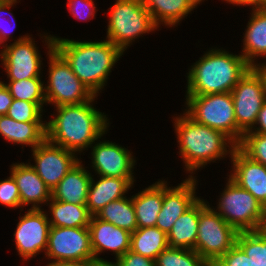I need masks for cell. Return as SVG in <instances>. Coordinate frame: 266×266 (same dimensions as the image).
Listing matches in <instances>:
<instances>
[{
  "label": "cell",
  "instance_id": "obj_1",
  "mask_svg": "<svg viewBox=\"0 0 266 266\" xmlns=\"http://www.w3.org/2000/svg\"><path fill=\"white\" fill-rule=\"evenodd\" d=\"M95 97L81 104L57 106L56 117L46 122V139L73 153L93 146L109 126L106 115L92 104Z\"/></svg>",
  "mask_w": 266,
  "mask_h": 266
},
{
  "label": "cell",
  "instance_id": "obj_2",
  "mask_svg": "<svg viewBox=\"0 0 266 266\" xmlns=\"http://www.w3.org/2000/svg\"><path fill=\"white\" fill-rule=\"evenodd\" d=\"M54 49L94 96H98L112 67L123 55V51L109 40L78 42L54 37Z\"/></svg>",
  "mask_w": 266,
  "mask_h": 266
},
{
  "label": "cell",
  "instance_id": "obj_3",
  "mask_svg": "<svg viewBox=\"0 0 266 266\" xmlns=\"http://www.w3.org/2000/svg\"><path fill=\"white\" fill-rule=\"evenodd\" d=\"M250 68L242 55L211 49L189 69L187 95L231 92Z\"/></svg>",
  "mask_w": 266,
  "mask_h": 266
},
{
  "label": "cell",
  "instance_id": "obj_4",
  "mask_svg": "<svg viewBox=\"0 0 266 266\" xmlns=\"http://www.w3.org/2000/svg\"><path fill=\"white\" fill-rule=\"evenodd\" d=\"M174 121L179 152L190 173L203 168L208 162L223 158L227 153L231 155L237 147L223 132L196 123L185 111L183 116L176 117ZM227 147L230 149L227 150Z\"/></svg>",
  "mask_w": 266,
  "mask_h": 266
},
{
  "label": "cell",
  "instance_id": "obj_5",
  "mask_svg": "<svg viewBox=\"0 0 266 266\" xmlns=\"http://www.w3.org/2000/svg\"><path fill=\"white\" fill-rule=\"evenodd\" d=\"M186 114L196 123L219 130L237 146L244 133L237 127L231 92L186 95Z\"/></svg>",
  "mask_w": 266,
  "mask_h": 266
},
{
  "label": "cell",
  "instance_id": "obj_6",
  "mask_svg": "<svg viewBox=\"0 0 266 266\" xmlns=\"http://www.w3.org/2000/svg\"><path fill=\"white\" fill-rule=\"evenodd\" d=\"M47 43L49 55V81L44 86L48 104H81L90 101L94 95L73 73L69 64L54 49V36H43Z\"/></svg>",
  "mask_w": 266,
  "mask_h": 266
},
{
  "label": "cell",
  "instance_id": "obj_7",
  "mask_svg": "<svg viewBox=\"0 0 266 266\" xmlns=\"http://www.w3.org/2000/svg\"><path fill=\"white\" fill-rule=\"evenodd\" d=\"M109 11L106 39L123 52L137 37L158 28L142 0H117Z\"/></svg>",
  "mask_w": 266,
  "mask_h": 266
},
{
  "label": "cell",
  "instance_id": "obj_8",
  "mask_svg": "<svg viewBox=\"0 0 266 266\" xmlns=\"http://www.w3.org/2000/svg\"><path fill=\"white\" fill-rule=\"evenodd\" d=\"M216 211L199 198V223L195 251L210 266L236 244L238 234Z\"/></svg>",
  "mask_w": 266,
  "mask_h": 266
},
{
  "label": "cell",
  "instance_id": "obj_9",
  "mask_svg": "<svg viewBox=\"0 0 266 266\" xmlns=\"http://www.w3.org/2000/svg\"><path fill=\"white\" fill-rule=\"evenodd\" d=\"M218 214L237 232L262 228L265 207L230 177L217 205Z\"/></svg>",
  "mask_w": 266,
  "mask_h": 266
},
{
  "label": "cell",
  "instance_id": "obj_10",
  "mask_svg": "<svg viewBox=\"0 0 266 266\" xmlns=\"http://www.w3.org/2000/svg\"><path fill=\"white\" fill-rule=\"evenodd\" d=\"M231 94L237 127L246 133L255 127L257 115L266 101L261 77L251 67L233 88Z\"/></svg>",
  "mask_w": 266,
  "mask_h": 266
},
{
  "label": "cell",
  "instance_id": "obj_11",
  "mask_svg": "<svg viewBox=\"0 0 266 266\" xmlns=\"http://www.w3.org/2000/svg\"><path fill=\"white\" fill-rule=\"evenodd\" d=\"M45 254L53 261L94 260L88 227L51 226Z\"/></svg>",
  "mask_w": 266,
  "mask_h": 266
},
{
  "label": "cell",
  "instance_id": "obj_12",
  "mask_svg": "<svg viewBox=\"0 0 266 266\" xmlns=\"http://www.w3.org/2000/svg\"><path fill=\"white\" fill-rule=\"evenodd\" d=\"M30 35L21 36L0 53L9 81L40 78L41 55Z\"/></svg>",
  "mask_w": 266,
  "mask_h": 266
},
{
  "label": "cell",
  "instance_id": "obj_13",
  "mask_svg": "<svg viewBox=\"0 0 266 266\" xmlns=\"http://www.w3.org/2000/svg\"><path fill=\"white\" fill-rule=\"evenodd\" d=\"M35 165H31L52 191L79 161L76 154L45 139L32 149Z\"/></svg>",
  "mask_w": 266,
  "mask_h": 266
},
{
  "label": "cell",
  "instance_id": "obj_14",
  "mask_svg": "<svg viewBox=\"0 0 266 266\" xmlns=\"http://www.w3.org/2000/svg\"><path fill=\"white\" fill-rule=\"evenodd\" d=\"M19 218L14 240L18 254L28 260L42 252L41 250L46 251L51 225L47 214L41 208H30Z\"/></svg>",
  "mask_w": 266,
  "mask_h": 266
},
{
  "label": "cell",
  "instance_id": "obj_15",
  "mask_svg": "<svg viewBox=\"0 0 266 266\" xmlns=\"http://www.w3.org/2000/svg\"><path fill=\"white\" fill-rule=\"evenodd\" d=\"M196 181L191 175L173 188L167 187L166 181H163V204L155 225L161 231L167 234L180 215L199 199L195 196Z\"/></svg>",
  "mask_w": 266,
  "mask_h": 266
},
{
  "label": "cell",
  "instance_id": "obj_16",
  "mask_svg": "<svg viewBox=\"0 0 266 266\" xmlns=\"http://www.w3.org/2000/svg\"><path fill=\"white\" fill-rule=\"evenodd\" d=\"M92 166L99 176L134 178L135 160L129 150L109 140L92 147Z\"/></svg>",
  "mask_w": 266,
  "mask_h": 266
},
{
  "label": "cell",
  "instance_id": "obj_17",
  "mask_svg": "<svg viewBox=\"0 0 266 266\" xmlns=\"http://www.w3.org/2000/svg\"><path fill=\"white\" fill-rule=\"evenodd\" d=\"M230 158L233 173L229 177L266 208V166L251 160L238 147L234 148Z\"/></svg>",
  "mask_w": 266,
  "mask_h": 266
},
{
  "label": "cell",
  "instance_id": "obj_18",
  "mask_svg": "<svg viewBox=\"0 0 266 266\" xmlns=\"http://www.w3.org/2000/svg\"><path fill=\"white\" fill-rule=\"evenodd\" d=\"M88 229L94 259H100L98 254L104 250L113 251L116 259L130 250L131 233L123 228L92 216Z\"/></svg>",
  "mask_w": 266,
  "mask_h": 266
},
{
  "label": "cell",
  "instance_id": "obj_19",
  "mask_svg": "<svg viewBox=\"0 0 266 266\" xmlns=\"http://www.w3.org/2000/svg\"><path fill=\"white\" fill-rule=\"evenodd\" d=\"M10 173L17 183L22 207L32 204V209H40L41 203L50 201L51 190L38 176L31 164H12Z\"/></svg>",
  "mask_w": 266,
  "mask_h": 266
},
{
  "label": "cell",
  "instance_id": "obj_20",
  "mask_svg": "<svg viewBox=\"0 0 266 266\" xmlns=\"http://www.w3.org/2000/svg\"><path fill=\"white\" fill-rule=\"evenodd\" d=\"M95 182L91 178L86 207L92 216H95L105 205L111 201L121 199L134 184V178H117L99 176Z\"/></svg>",
  "mask_w": 266,
  "mask_h": 266
},
{
  "label": "cell",
  "instance_id": "obj_21",
  "mask_svg": "<svg viewBox=\"0 0 266 266\" xmlns=\"http://www.w3.org/2000/svg\"><path fill=\"white\" fill-rule=\"evenodd\" d=\"M78 161L51 191V197L57 201L86 205L91 173Z\"/></svg>",
  "mask_w": 266,
  "mask_h": 266
},
{
  "label": "cell",
  "instance_id": "obj_22",
  "mask_svg": "<svg viewBox=\"0 0 266 266\" xmlns=\"http://www.w3.org/2000/svg\"><path fill=\"white\" fill-rule=\"evenodd\" d=\"M0 135L8 142L25 144L32 149L46 139V123L18 122L7 115L0 116Z\"/></svg>",
  "mask_w": 266,
  "mask_h": 266
},
{
  "label": "cell",
  "instance_id": "obj_23",
  "mask_svg": "<svg viewBox=\"0 0 266 266\" xmlns=\"http://www.w3.org/2000/svg\"><path fill=\"white\" fill-rule=\"evenodd\" d=\"M132 201L138 228L155 226L163 204V181L160 180L133 195Z\"/></svg>",
  "mask_w": 266,
  "mask_h": 266
},
{
  "label": "cell",
  "instance_id": "obj_24",
  "mask_svg": "<svg viewBox=\"0 0 266 266\" xmlns=\"http://www.w3.org/2000/svg\"><path fill=\"white\" fill-rule=\"evenodd\" d=\"M201 1L203 0H142V3L158 27L161 22L172 27L179 24Z\"/></svg>",
  "mask_w": 266,
  "mask_h": 266
},
{
  "label": "cell",
  "instance_id": "obj_25",
  "mask_svg": "<svg viewBox=\"0 0 266 266\" xmlns=\"http://www.w3.org/2000/svg\"><path fill=\"white\" fill-rule=\"evenodd\" d=\"M250 20L244 35L241 55L253 67L257 56L266 57V11L252 8Z\"/></svg>",
  "mask_w": 266,
  "mask_h": 266
},
{
  "label": "cell",
  "instance_id": "obj_26",
  "mask_svg": "<svg viewBox=\"0 0 266 266\" xmlns=\"http://www.w3.org/2000/svg\"><path fill=\"white\" fill-rule=\"evenodd\" d=\"M199 223V199L175 221L167 233L169 247L195 250Z\"/></svg>",
  "mask_w": 266,
  "mask_h": 266
},
{
  "label": "cell",
  "instance_id": "obj_27",
  "mask_svg": "<svg viewBox=\"0 0 266 266\" xmlns=\"http://www.w3.org/2000/svg\"><path fill=\"white\" fill-rule=\"evenodd\" d=\"M50 201L52 220L49 219V222L51 226L66 228L89 226L92 215L86 205L57 201L52 197Z\"/></svg>",
  "mask_w": 266,
  "mask_h": 266
},
{
  "label": "cell",
  "instance_id": "obj_28",
  "mask_svg": "<svg viewBox=\"0 0 266 266\" xmlns=\"http://www.w3.org/2000/svg\"><path fill=\"white\" fill-rule=\"evenodd\" d=\"M168 247L167 234L158 227L137 228L131 233L130 251L155 260Z\"/></svg>",
  "mask_w": 266,
  "mask_h": 266
},
{
  "label": "cell",
  "instance_id": "obj_29",
  "mask_svg": "<svg viewBox=\"0 0 266 266\" xmlns=\"http://www.w3.org/2000/svg\"><path fill=\"white\" fill-rule=\"evenodd\" d=\"M102 221L133 233L137 228V218L132 198L123 197L105 205L96 215Z\"/></svg>",
  "mask_w": 266,
  "mask_h": 266
},
{
  "label": "cell",
  "instance_id": "obj_30",
  "mask_svg": "<svg viewBox=\"0 0 266 266\" xmlns=\"http://www.w3.org/2000/svg\"><path fill=\"white\" fill-rule=\"evenodd\" d=\"M5 85L14 99L34 102L42 109L43 104L47 103L45 98V89L41 78L9 81V83H5Z\"/></svg>",
  "mask_w": 266,
  "mask_h": 266
},
{
  "label": "cell",
  "instance_id": "obj_31",
  "mask_svg": "<svg viewBox=\"0 0 266 266\" xmlns=\"http://www.w3.org/2000/svg\"><path fill=\"white\" fill-rule=\"evenodd\" d=\"M236 244L257 266H266V233L261 229L238 232Z\"/></svg>",
  "mask_w": 266,
  "mask_h": 266
},
{
  "label": "cell",
  "instance_id": "obj_32",
  "mask_svg": "<svg viewBox=\"0 0 266 266\" xmlns=\"http://www.w3.org/2000/svg\"><path fill=\"white\" fill-rule=\"evenodd\" d=\"M155 266H210L195 250L167 247L155 259Z\"/></svg>",
  "mask_w": 266,
  "mask_h": 266
},
{
  "label": "cell",
  "instance_id": "obj_33",
  "mask_svg": "<svg viewBox=\"0 0 266 266\" xmlns=\"http://www.w3.org/2000/svg\"><path fill=\"white\" fill-rule=\"evenodd\" d=\"M237 147L251 160L266 166V134L246 132Z\"/></svg>",
  "mask_w": 266,
  "mask_h": 266
},
{
  "label": "cell",
  "instance_id": "obj_34",
  "mask_svg": "<svg viewBox=\"0 0 266 266\" xmlns=\"http://www.w3.org/2000/svg\"><path fill=\"white\" fill-rule=\"evenodd\" d=\"M42 112V108L34 102L13 99L6 115L18 122H43Z\"/></svg>",
  "mask_w": 266,
  "mask_h": 266
},
{
  "label": "cell",
  "instance_id": "obj_35",
  "mask_svg": "<svg viewBox=\"0 0 266 266\" xmlns=\"http://www.w3.org/2000/svg\"><path fill=\"white\" fill-rule=\"evenodd\" d=\"M0 203L9 208L21 207L19 189L12 174L0 181Z\"/></svg>",
  "mask_w": 266,
  "mask_h": 266
},
{
  "label": "cell",
  "instance_id": "obj_36",
  "mask_svg": "<svg viewBox=\"0 0 266 266\" xmlns=\"http://www.w3.org/2000/svg\"><path fill=\"white\" fill-rule=\"evenodd\" d=\"M212 266H257L245 252L235 244Z\"/></svg>",
  "mask_w": 266,
  "mask_h": 266
},
{
  "label": "cell",
  "instance_id": "obj_37",
  "mask_svg": "<svg viewBox=\"0 0 266 266\" xmlns=\"http://www.w3.org/2000/svg\"><path fill=\"white\" fill-rule=\"evenodd\" d=\"M68 9L79 20H89L95 15V5L92 0H68Z\"/></svg>",
  "mask_w": 266,
  "mask_h": 266
},
{
  "label": "cell",
  "instance_id": "obj_38",
  "mask_svg": "<svg viewBox=\"0 0 266 266\" xmlns=\"http://www.w3.org/2000/svg\"><path fill=\"white\" fill-rule=\"evenodd\" d=\"M117 260L121 266H155V260L144 257L130 250L120 256Z\"/></svg>",
  "mask_w": 266,
  "mask_h": 266
},
{
  "label": "cell",
  "instance_id": "obj_39",
  "mask_svg": "<svg viewBox=\"0 0 266 266\" xmlns=\"http://www.w3.org/2000/svg\"><path fill=\"white\" fill-rule=\"evenodd\" d=\"M13 99L5 83L0 81V116L7 114Z\"/></svg>",
  "mask_w": 266,
  "mask_h": 266
},
{
  "label": "cell",
  "instance_id": "obj_40",
  "mask_svg": "<svg viewBox=\"0 0 266 266\" xmlns=\"http://www.w3.org/2000/svg\"><path fill=\"white\" fill-rule=\"evenodd\" d=\"M15 3H17V0H0V14L4 12L9 14L10 12L7 11L6 9H10V7L13 6ZM8 29L7 27L5 28L0 27V44L7 41V39H9L10 37V32H13V30L11 29L8 30Z\"/></svg>",
  "mask_w": 266,
  "mask_h": 266
},
{
  "label": "cell",
  "instance_id": "obj_41",
  "mask_svg": "<svg viewBox=\"0 0 266 266\" xmlns=\"http://www.w3.org/2000/svg\"><path fill=\"white\" fill-rule=\"evenodd\" d=\"M259 124V127L250 129L248 132L266 134V101L263 103L255 122V125ZM255 130V131H254Z\"/></svg>",
  "mask_w": 266,
  "mask_h": 266
},
{
  "label": "cell",
  "instance_id": "obj_42",
  "mask_svg": "<svg viewBox=\"0 0 266 266\" xmlns=\"http://www.w3.org/2000/svg\"><path fill=\"white\" fill-rule=\"evenodd\" d=\"M46 266H93V260L85 261H52Z\"/></svg>",
  "mask_w": 266,
  "mask_h": 266
},
{
  "label": "cell",
  "instance_id": "obj_43",
  "mask_svg": "<svg viewBox=\"0 0 266 266\" xmlns=\"http://www.w3.org/2000/svg\"><path fill=\"white\" fill-rule=\"evenodd\" d=\"M252 68L259 74V76L262 79L264 85L265 97H266V62L262 63L261 65L255 64Z\"/></svg>",
  "mask_w": 266,
  "mask_h": 266
},
{
  "label": "cell",
  "instance_id": "obj_44",
  "mask_svg": "<svg viewBox=\"0 0 266 266\" xmlns=\"http://www.w3.org/2000/svg\"><path fill=\"white\" fill-rule=\"evenodd\" d=\"M227 2H231L230 4H235V5H249V6H253L256 7L261 0H225Z\"/></svg>",
  "mask_w": 266,
  "mask_h": 266
},
{
  "label": "cell",
  "instance_id": "obj_45",
  "mask_svg": "<svg viewBox=\"0 0 266 266\" xmlns=\"http://www.w3.org/2000/svg\"><path fill=\"white\" fill-rule=\"evenodd\" d=\"M93 266H121V265L117 259L116 262H110V261L108 262L107 260L100 258L93 260Z\"/></svg>",
  "mask_w": 266,
  "mask_h": 266
},
{
  "label": "cell",
  "instance_id": "obj_46",
  "mask_svg": "<svg viewBox=\"0 0 266 266\" xmlns=\"http://www.w3.org/2000/svg\"><path fill=\"white\" fill-rule=\"evenodd\" d=\"M256 8L266 11V0H261L260 3L256 6Z\"/></svg>",
  "mask_w": 266,
  "mask_h": 266
}]
</instances>
